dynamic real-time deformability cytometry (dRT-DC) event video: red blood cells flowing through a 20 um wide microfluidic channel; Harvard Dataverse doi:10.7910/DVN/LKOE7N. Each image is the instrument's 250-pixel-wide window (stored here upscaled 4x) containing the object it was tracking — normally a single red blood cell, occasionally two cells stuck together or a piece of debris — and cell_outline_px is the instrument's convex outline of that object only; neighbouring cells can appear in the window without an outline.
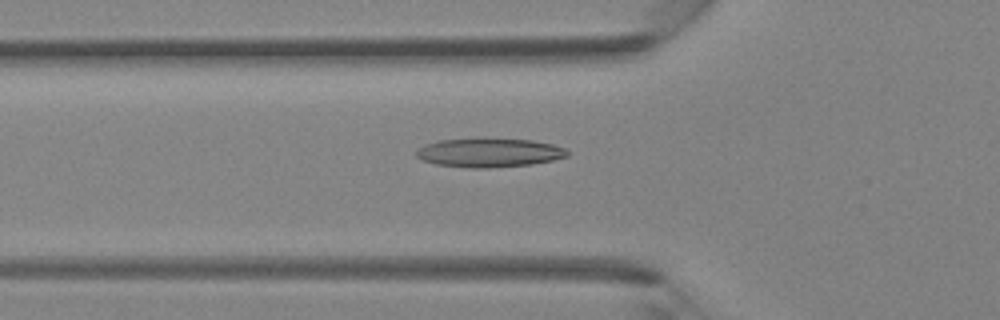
{"species": "Egyptian fruit bat (a non-hibernating species)", "species_latin": "Rousettus aegyptiacus", "temperature_condition": "room temperature", "stored_images_in_passage": 42, "camera_frame_rate_fps": 3000, "um_per_image_px": 0.085, "animal": {"sex": "female"}, "frame": {"image": 1, "passage_image": 15, "time_ms": 4.667, "image_size_px": [1000, 320], "cell_outline_px": [[568, 156], [552, 160], [532, 164], [488, 168], [472, 168], [436, 164], [424, 160], [416, 156], [416, 148], [440, 140], [484, 136], [532, 140], [552, 144], [564, 148], [568, 152]], "centroid_in_image_um": [41.57, 12.94], "position_along_channel_um": 84.2, "area_um2": 26.01}}
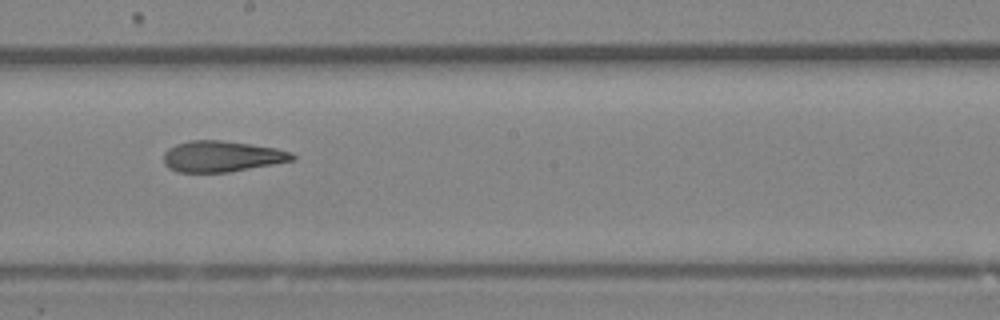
{"frame": {"image": 2, "passage_image": 24, "time_ms": 7.667, "image_size_px": [1000, 320], "cell_outline_px": [[296, 156], [292, 160], [272, 164], [228, 172], [176, 172], [168, 168], [164, 164], [164, 152], [168, 148], [176, 144], [192, 140], [220, 140], [276, 148], [292, 152]], "centroid_in_image_um": [18.81, 13.29], "position_along_channel_um": 229.4, "area_um2": 23.06}}
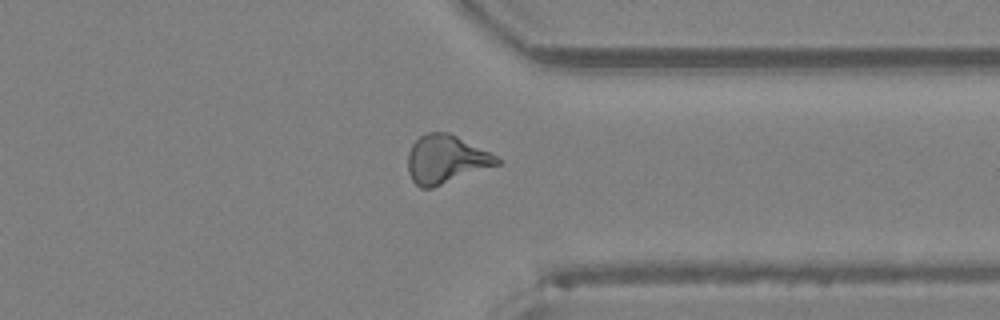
{"frame": {"image": 3, "passage_image": 33, "time_ms": 10.667, "image_size_px": [1000, 320], "cell_outline_px": [[500, 164], [432, 188], [420, 188], [412, 180], [408, 172], [408, 152], [412, 144], [420, 136], [428, 132], [448, 132], [496, 156], [500, 160]], "centroid_in_image_um": [37.86, 13.55], "position_along_channel_um": 373.5, "area_um2": 24.8}}